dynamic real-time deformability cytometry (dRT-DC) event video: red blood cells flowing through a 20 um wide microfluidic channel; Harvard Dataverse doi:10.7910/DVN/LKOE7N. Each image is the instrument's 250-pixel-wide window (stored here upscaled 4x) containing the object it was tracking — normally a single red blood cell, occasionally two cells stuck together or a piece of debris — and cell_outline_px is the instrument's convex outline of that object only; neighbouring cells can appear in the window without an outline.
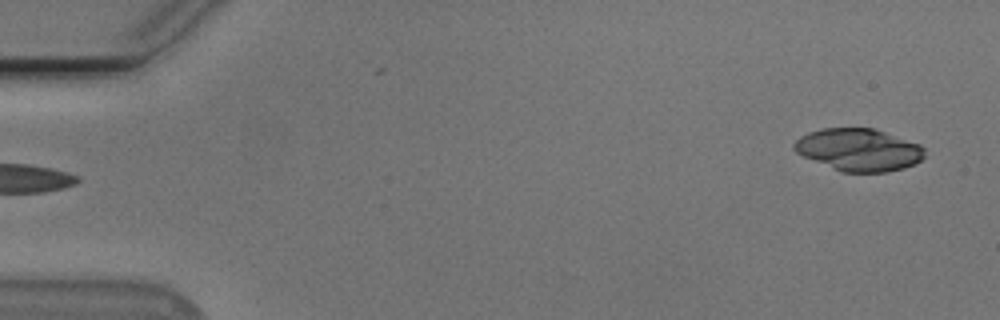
{"species": "Egyptian fruit bat (a non-hibernating species)", "species_latin": "Rousettus aegyptiacus", "temperature_condition": "cold", "stored_images_in_passage": 7, "camera_frame_rate_fps": 3000, "um_per_image_px": 0.085, "animal": {"sex": "male"}, "frame": {"image": 1, "passage_image": 1, "time_ms": 0.0, "image_size_px": [1000, 320], "cell_outline_px": [[924, 156], [920, 160], [904, 168], [888, 172], [840, 172], [804, 156], [796, 152], [792, 148], [792, 144], [800, 136], [808, 132], [824, 128], [872, 128], [920, 144], [924, 148]], "centroid_in_image_um": [72.97, 12.73], "position_along_channel_um": 12.0, "area_um2": 32.08}}